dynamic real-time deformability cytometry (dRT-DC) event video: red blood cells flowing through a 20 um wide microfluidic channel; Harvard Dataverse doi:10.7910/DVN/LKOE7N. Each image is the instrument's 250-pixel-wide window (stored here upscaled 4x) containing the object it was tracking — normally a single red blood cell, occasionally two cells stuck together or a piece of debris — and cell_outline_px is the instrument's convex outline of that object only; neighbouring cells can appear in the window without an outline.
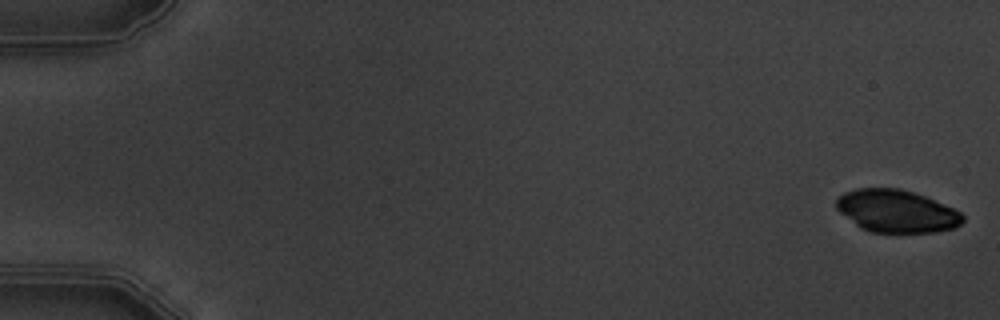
{"species": "common noctule bat (a hibernating species)", "species_latin": "Nyctalus noctula", "temperature_condition": "warm", "stored_images_in_passage": 4, "camera_frame_rate_fps": 3000, "um_per_image_px": 0.085, "animal": {"sex": "male", "body_mass_g": 19.5, "forearm_length_mm": 54.6}, "frame": {"image": 1, "passage_image": 1, "time_ms": 0.0, "image_size_px": [1000, 320], "cell_outline_px": [[964, 220], [956, 228], [936, 232], [872, 232], [860, 228], [840, 212], [836, 208], [836, 200], [844, 192], [856, 188], [900, 188], [924, 196], [952, 208], [960, 212], [964, 216]], "centroid_in_image_um": [76.2, 17.95], "position_along_channel_um": 8.8, "area_um2": 31.21}}